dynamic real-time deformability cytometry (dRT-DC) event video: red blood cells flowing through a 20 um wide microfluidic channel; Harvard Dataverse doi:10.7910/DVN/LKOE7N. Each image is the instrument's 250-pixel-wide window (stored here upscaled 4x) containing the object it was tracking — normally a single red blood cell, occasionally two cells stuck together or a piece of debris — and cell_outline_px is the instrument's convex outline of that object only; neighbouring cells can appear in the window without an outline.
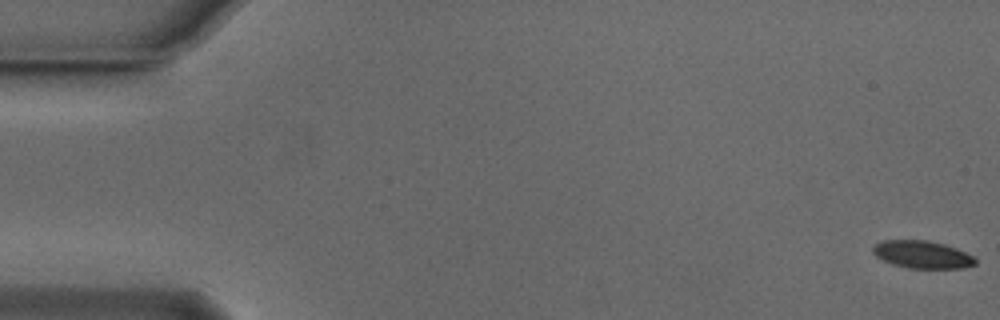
{"species": "Egyptian fruit bat (a non-hibernating species)", "species_latin": "Rousettus aegyptiacus", "temperature_condition": "cold", "stored_images_in_passage": 10, "camera_frame_rate_fps": 3000, "um_per_image_px": 0.085, "animal": {"sex": "male"}, "frame": {"image": 1, "passage_image": 1, "time_ms": 0.0, "image_size_px": [1000, 320], "cell_outline_px": [[976, 264], [964, 268], [908, 268], [892, 264], [876, 256], [872, 252], [872, 248], [876, 244], [884, 240], [928, 240], [944, 244], [956, 248], [972, 256], [976, 260]], "centroid_in_image_um": [78.39, 21.63], "position_along_channel_um": 6.6, "area_um2": 16.36}}